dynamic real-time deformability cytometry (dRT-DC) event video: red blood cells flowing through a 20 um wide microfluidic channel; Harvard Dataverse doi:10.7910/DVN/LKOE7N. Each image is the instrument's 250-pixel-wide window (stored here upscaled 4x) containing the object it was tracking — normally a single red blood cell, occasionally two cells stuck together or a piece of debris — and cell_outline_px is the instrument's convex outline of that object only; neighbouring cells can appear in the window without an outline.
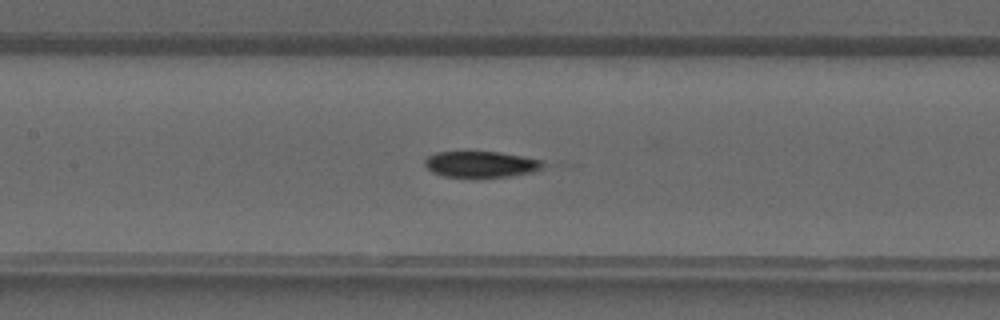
{"species": "common noctule bat (a hibernating species)", "species_latin": "Nyctalus noctula", "temperature_condition": "warm", "stored_images_in_passage": 33, "camera_frame_rate_fps": 3000, "um_per_image_px": 0.085, "animal": {"sex": "male", "forearm_length_mm": 52.5}, "frame": {"image": 1, "passage_image": 12, "time_ms": 3.667, "image_size_px": [1000, 320], "cell_outline_px": [[548, 164], [532, 172], [508, 176], [476, 180], [444, 176], [432, 172], [424, 164], [424, 160], [428, 156], [436, 152], [500, 152], [544, 160]], "centroid_in_image_um": [40.88, 14.0], "position_along_channel_um": 166.5, "area_um2": 18.67}}
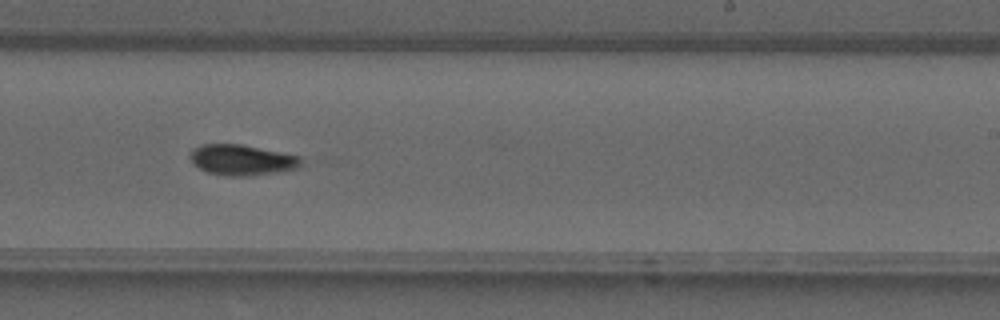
{"frame": {"image": 2, "passage_image": 18, "time_ms": 5.667, "image_size_px": [1000, 320], "cell_outline_px": [[304, 164], [300, 168], [280, 172], [248, 176], [224, 176], [208, 172], [192, 164], [188, 156], [192, 148], [200, 144], [240, 144], [300, 156], [304, 160]], "centroid_in_image_um": [20.57, 13.6], "position_along_channel_um": 268.4, "area_um2": 20.23}}
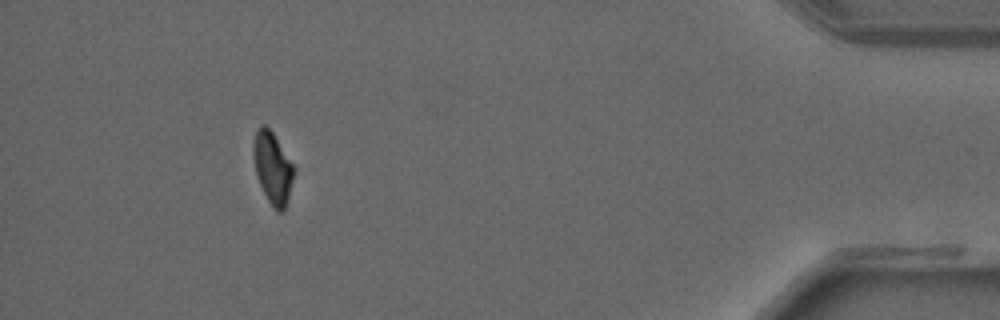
{"frame": {"image": 3, "passage_image": 30, "time_ms": 9.667, "image_size_px": [1000, 320], "cell_outline_px": [[296, 172], [284, 208], [280, 212], [276, 212], [272, 208], [260, 184], [256, 172], [252, 156], [252, 144], [256, 132], [264, 124], [272, 132], [296, 168]], "centroid_in_image_um": [23.18, 14.28], "position_along_channel_um": 412.0, "area_um2": 16.82}}